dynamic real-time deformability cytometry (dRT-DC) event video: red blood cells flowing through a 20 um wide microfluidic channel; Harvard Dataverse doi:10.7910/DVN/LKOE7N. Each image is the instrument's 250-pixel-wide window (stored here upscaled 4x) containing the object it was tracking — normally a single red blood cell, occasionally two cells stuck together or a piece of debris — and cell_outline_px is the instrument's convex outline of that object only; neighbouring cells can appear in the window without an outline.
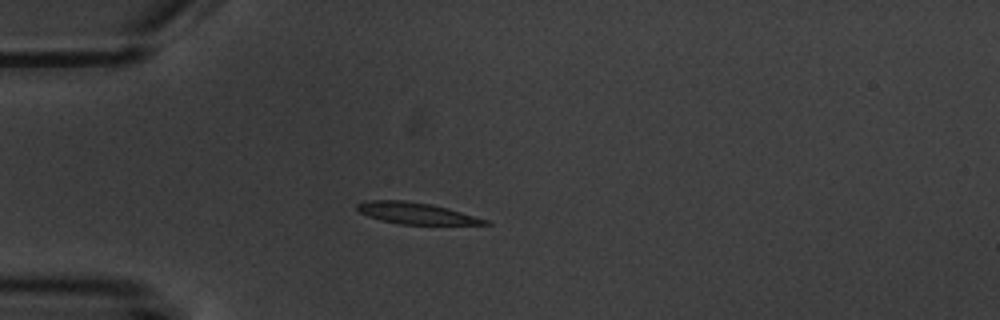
{"species": "common noctule bat (a hibernating species)", "species_latin": "Nyctalus noctula", "temperature_condition": "warm", "stored_images_in_passage": 3, "camera_frame_rate_fps": 3000, "um_per_image_px": 0.085, "animal": {"sex": "male", "body_mass_g": 20.1, "forearm_length_mm": 53.5}, "frame": {"image": 1, "passage_image": 3, "time_ms": 3.333, "image_size_px": [1000, 320], "cell_outline_px": [[492, 224], [400, 224], [380, 220], [368, 216], [360, 212], [356, 208], [356, 204], [368, 200], [404, 200], [428, 204], [448, 208], [488, 220]], "centroid_in_image_um": [35.32, 18.12], "position_along_channel_um": 49.7, "area_um2": 15.72}}